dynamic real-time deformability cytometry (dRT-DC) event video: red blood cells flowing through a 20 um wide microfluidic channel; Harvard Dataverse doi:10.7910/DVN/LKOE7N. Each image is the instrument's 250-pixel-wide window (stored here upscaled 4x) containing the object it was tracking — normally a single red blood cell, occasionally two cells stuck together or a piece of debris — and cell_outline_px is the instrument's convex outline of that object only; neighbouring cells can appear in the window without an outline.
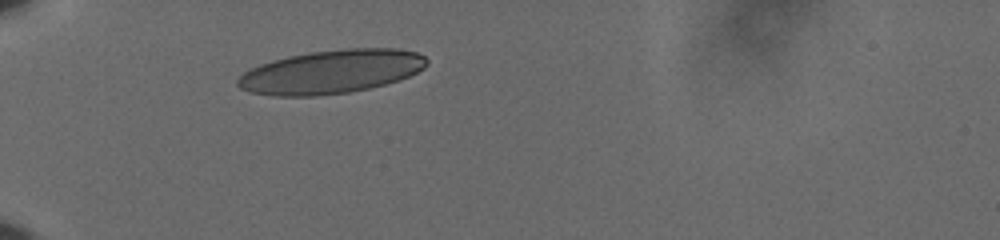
{"species": "human", "species_latin": "Homo sapiens", "temperature_condition": "cold", "stored_images_in_passage": 33, "camera_frame_rate_fps": 3000, "um_per_image_px": 0.085, "donor": {"sex": "male"}, "frame": {"image": 1, "passage_image": 1, "time_ms": 0.0, "image_size_px": [1000, 240], "cell_outline_px": [[428, 64], [424, 68], [400, 80], [368, 88], [348, 92], [316, 96], [276, 96], [252, 92], [240, 88], [236, 84], [236, 80], [244, 72], [260, 64], [272, 60], [288, 56], [308, 52], [344, 48], [396, 48], [416, 52], [424, 56], [428, 60]], "centroid_in_image_um": [28.16, 6.09], "position_along_channel_um": 56.8, "area_um2": 48.03}}
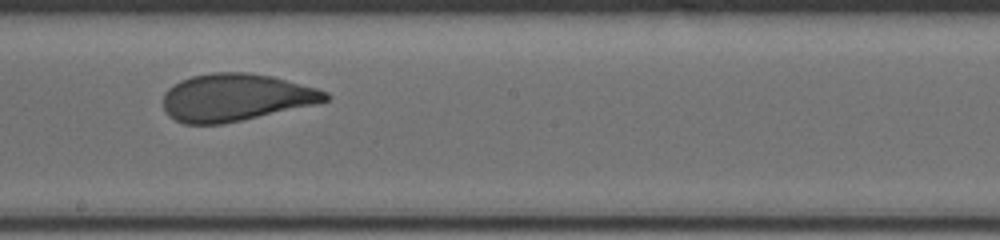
{"frame": {"image": 2, "passage_image": 17, "time_ms": 5.333, "image_size_px": [1000, 240], "cell_outline_px": [[332, 96], [328, 100], [316, 104], [240, 120], [220, 124], [184, 124], [168, 116], [164, 108], [164, 92], [168, 88], [180, 80], [192, 76], [212, 72], [248, 72], [272, 76], [316, 88], [328, 92]], "centroid_in_image_um": [20.02, 8.27], "position_along_channel_um": 228.2, "area_um2": 44.68}}
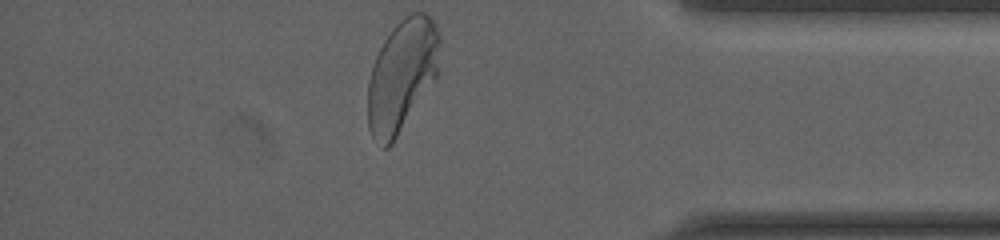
{"frame": {"image": 3, "passage_image": 33, "time_ms": 10.667, "image_size_px": [1000, 240], "cell_outline_px": [[440, 44], [436, 80], [392, 144], [388, 148], [380, 148], [372, 136], [368, 128], [368, 80], [376, 56], [384, 40], [392, 28], [404, 16], [412, 12], [424, 12], [432, 16], [436, 24], [440, 36]], "centroid_in_image_um": [34.17, 6.42], "position_along_channel_um": 401.0, "area_um2": 47.51}, "authors_computed_cell_mechanics": {"area_um2": 45.8354, "velocity_mm_per_s": 3.6128, "shape_relaxation_time_tau1_ms": 5.4339, "shape_relaxation_time_tau2_ms": null, "deformation_change_tau1": 0.1674, "deformation_change_tau2": null}}